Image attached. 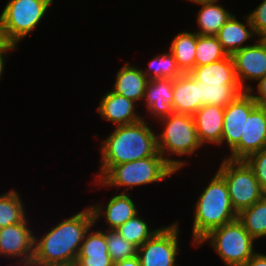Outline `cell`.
Returning a JSON list of instances; mask_svg holds the SVG:
<instances>
[{
  "instance_id": "6da1fadb",
  "label": "cell",
  "mask_w": 266,
  "mask_h": 266,
  "mask_svg": "<svg viewBox=\"0 0 266 266\" xmlns=\"http://www.w3.org/2000/svg\"><path fill=\"white\" fill-rule=\"evenodd\" d=\"M94 225V215L88 206L50 228L40 239L34 236L31 266H74L84 236Z\"/></svg>"
},
{
  "instance_id": "7a4b0ae2",
  "label": "cell",
  "mask_w": 266,
  "mask_h": 266,
  "mask_svg": "<svg viewBox=\"0 0 266 266\" xmlns=\"http://www.w3.org/2000/svg\"><path fill=\"white\" fill-rule=\"evenodd\" d=\"M148 124L143 118L133 124L115 126L111 134L101 142V166L95 180L111 166L151 156H162L158 152L157 134Z\"/></svg>"
},
{
  "instance_id": "3957f363",
  "label": "cell",
  "mask_w": 266,
  "mask_h": 266,
  "mask_svg": "<svg viewBox=\"0 0 266 266\" xmlns=\"http://www.w3.org/2000/svg\"><path fill=\"white\" fill-rule=\"evenodd\" d=\"M194 208L192 244L197 245L210 231L237 219L226 181L216 172L199 195Z\"/></svg>"
},
{
  "instance_id": "277c9868",
  "label": "cell",
  "mask_w": 266,
  "mask_h": 266,
  "mask_svg": "<svg viewBox=\"0 0 266 266\" xmlns=\"http://www.w3.org/2000/svg\"><path fill=\"white\" fill-rule=\"evenodd\" d=\"M159 121L164 125L163 131L157 134L158 152L176 171H179L186 164V161L179 157L192 156L202 147L197 136L193 115L173 113ZM175 154L179 156L177 160L169 157Z\"/></svg>"
},
{
  "instance_id": "5b68a950",
  "label": "cell",
  "mask_w": 266,
  "mask_h": 266,
  "mask_svg": "<svg viewBox=\"0 0 266 266\" xmlns=\"http://www.w3.org/2000/svg\"><path fill=\"white\" fill-rule=\"evenodd\" d=\"M177 172L163 156H151L143 159L111 166L98 180L96 185L123 187L124 191L134 186L158 183ZM100 182V183H98Z\"/></svg>"
},
{
  "instance_id": "8992f818",
  "label": "cell",
  "mask_w": 266,
  "mask_h": 266,
  "mask_svg": "<svg viewBox=\"0 0 266 266\" xmlns=\"http://www.w3.org/2000/svg\"><path fill=\"white\" fill-rule=\"evenodd\" d=\"M209 241L210 247L217 253L226 266H244L256 253V241L237 219L210 231L196 247Z\"/></svg>"
},
{
  "instance_id": "52a82bcc",
  "label": "cell",
  "mask_w": 266,
  "mask_h": 266,
  "mask_svg": "<svg viewBox=\"0 0 266 266\" xmlns=\"http://www.w3.org/2000/svg\"><path fill=\"white\" fill-rule=\"evenodd\" d=\"M53 0H8L0 14L3 41L18 45L34 31Z\"/></svg>"
},
{
  "instance_id": "ba28073f",
  "label": "cell",
  "mask_w": 266,
  "mask_h": 266,
  "mask_svg": "<svg viewBox=\"0 0 266 266\" xmlns=\"http://www.w3.org/2000/svg\"><path fill=\"white\" fill-rule=\"evenodd\" d=\"M217 172L227 184L231 204L239 214L259 201L266 192L244 160H222Z\"/></svg>"
},
{
  "instance_id": "9c48e42d",
  "label": "cell",
  "mask_w": 266,
  "mask_h": 266,
  "mask_svg": "<svg viewBox=\"0 0 266 266\" xmlns=\"http://www.w3.org/2000/svg\"><path fill=\"white\" fill-rule=\"evenodd\" d=\"M179 221L162 226L150 239L137 248L140 266H177L179 254Z\"/></svg>"
},
{
  "instance_id": "30bf717a",
  "label": "cell",
  "mask_w": 266,
  "mask_h": 266,
  "mask_svg": "<svg viewBox=\"0 0 266 266\" xmlns=\"http://www.w3.org/2000/svg\"><path fill=\"white\" fill-rule=\"evenodd\" d=\"M28 223L26 217L20 223L0 228V256L18 258L16 264L21 266H31L33 261L34 234Z\"/></svg>"
},
{
  "instance_id": "8fae6325",
  "label": "cell",
  "mask_w": 266,
  "mask_h": 266,
  "mask_svg": "<svg viewBox=\"0 0 266 266\" xmlns=\"http://www.w3.org/2000/svg\"><path fill=\"white\" fill-rule=\"evenodd\" d=\"M234 63L237 81L243 91L252 86L245 81H259L266 75V39L258 38L255 44H250L231 55Z\"/></svg>"
},
{
  "instance_id": "7c38bea8",
  "label": "cell",
  "mask_w": 266,
  "mask_h": 266,
  "mask_svg": "<svg viewBox=\"0 0 266 266\" xmlns=\"http://www.w3.org/2000/svg\"><path fill=\"white\" fill-rule=\"evenodd\" d=\"M246 120L240 141L226 159L245 160L252 153L266 148V108L257 106Z\"/></svg>"
},
{
  "instance_id": "4fadbf2b",
  "label": "cell",
  "mask_w": 266,
  "mask_h": 266,
  "mask_svg": "<svg viewBox=\"0 0 266 266\" xmlns=\"http://www.w3.org/2000/svg\"><path fill=\"white\" fill-rule=\"evenodd\" d=\"M257 106L252 94L243 91L225 107L223 133L219 145L227 143L231 150L240 141L246 119Z\"/></svg>"
},
{
  "instance_id": "5bb4252c",
  "label": "cell",
  "mask_w": 266,
  "mask_h": 266,
  "mask_svg": "<svg viewBox=\"0 0 266 266\" xmlns=\"http://www.w3.org/2000/svg\"><path fill=\"white\" fill-rule=\"evenodd\" d=\"M136 106V102L111 90L102 96L97 111L105 121H110L114 126H121L143 119V116L136 111Z\"/></svg>"
},
{
  "instance_id": "9a60e30c",
  "label": "cell",
  "mask_w": 266,
  "mask_h": 266,
  "mask_svg": "<svg viewBox=\"0 0 266 266\" xmlns=\"http://www.w3.org/2000/svg\"><path fill=\"white\" fill-rule=\"evenodd\" d=\"M90 207L94 215V224L101 217H105L106 225H108L106 229L110 230L118 229L126 221L138 214V208L133 199L124 191L112 196L104 206L97 203L92 204Z\"/></svg>"
},
{
  "instance_id": "2e32d148",
  "label": "cell",
  "mask_w": 266,
  "mask_h": 266,
  "mask_svg": "<svg viewBox=\"0 0 266 266\" xmlns=\"http://www.w3.org/2000/svg\"><path fill=\"white\" fill-rule=\"evenodd\" d=\"M143 100L147 112L151 113L149 117L156 121L173 114V79L149 80Z\"/></svg>"
},
{
  "instance_id": "e0dca14e",
  "label": "cell",
  "mask_w": 266,
  "mask_h": 266,
  "mask_svg": "<svg viewBox=\"0 0 266 266\" xmlns=\"http://www.w3.org/2000/svg\"><path fill=\"white\" fill-rule=\"evenodd\" d=\"M225 107L203 105L194 114L193 119L200 143L205 145L221 143Z\"/></svg>"
},
{
  "instance_id": "ac0fdd59",
  "label": "cell",
  "mask_w": 266,
  "mask_h": 266,
  "mask_svg": "<svg viewBox=\"0 0 266 266\" xmlns=\"http://www.w3.org/2000/svg\"><path fill=\"white\" fill-rule=\"evenodd\" d=\"M203 104L199 93V83L185 73L173 80L174 113L193 115Z\"/></svg>"
},
{
  "instance_id": "d6986e66",
  "label": "cell",
  "mask_w": 266,
  "mask_h": 266,
  "mask_svg": "<svg viewBox=\"0 0 266 266\" xmlns=\"http://www.w3.org/2000/svg\"><path fill=\"white\" fill-rule=\"evenodd\" d=\"M243 19H246L245 23L239 21L236 15L232 14L216 35L227 55H232L234 52L249 46V44H243L252 37H256L248 15L243 16Z\"/></svg>"
},
{
  "instance_id": "ffe728a7",
  "label": "cell",
  "mask_w": 266,
  "mask_h": 266,
  "mask_svg": "<svg viewBox=\"0 0 266 266\" xmlns=\"http://www.w3.org/2000/svg\"><path fill=\"white\" fill-rule=\"evenodd\" d=\"M148 81L139 67L127 62L117 72L112 91L137 103L143 100Z\"/></svg>"
},
{
  "instance_id": "44dd1931",
  "label": "cell",
  "mask_w": 266,
  "mask_h": 266,
  "mask_svg": "<svg viewBox=\"0 0 266 266\" xmlns=\"http://www.w3.org/2000/svg\"><path fill=\"white\" fill-rule=\"evenodd\" d=\"M189 74L204 83H238L231 55L207 65L195 66Z\"/></svg>"
},
{
  "instance_id": "7402d4cb",
  "label": "cell",
  "mask_w": 266,
  "mask_h": 266,
  "mask_svg": "<svg viewBox=\"0 0 266 266\" xmlns=\"http://www.w3.org/2000/svg\"><path fill=\"white\" fill-rule=\"evenodd\" d=\"M201 9L197 11L199 35L216 36L222 26L231 17L232 13L222 7L219 2L197 3Z\"/></svg>"
},
{
  "instance_id": "603a6c76",
  "label": "cell",
  "mask_w": 266,
  "mask_h": 266,
  "mask_svg": "<svg viewBox=\"0 0 266 266\" xmlns=\"http://www.w3.org/2000/svg\"><path fill=\"white\" fill-rule=\"evenodd\" d=\"M199 83V93L203 105L226 107L243 92L239 83Z\"/></svg>"
},
{
  "instance_id": "cb8c5ba5",
  "label": "cell",
  "mask_w": 266,
  "mask_h": 266,
  "mask_svg": "<svg viewBox=\"0 0 266 266\" xmlns=\"http://www.w3.org/2000/svg\"><path fill=\"white\" fill-rule=\"evenodd\" d=\"M197 33L184 31L173 38L169 47L181 71L189 73L195 67Z\"/></svg>"
},
{
  "instance_id": "d4e9b609",
  "label": "cell",
  "mask_w": 266,
  "mask_h": 266,
  "mask_svg": "<svg viewBox=\"0 0 266 266\" xmlns=\"http://www.w3.org/2000/svg\"><path fill=\"white\" fill-rule=\"evenodd\" d=\"M237 218L255 240L266 237V194Z\"/></svg>"
},
{
  "instance_id": "484cf974",
  "label": "cell",
  "mask_w": 266,
  "mask_h": 266,
  "mask_svg": "<svg viewBox=\"0 0 266 266\" xmlns=\"http://www.w3.org/2000/svg\"><path fill=\"white\" fill-rule=\"evenodd\" d=\"M143 74L149 79H175L184 73L179 68L173 54L168 49L167 53L156 55L150 60L147 69H142Z\"/></svg>"
},
{
  "instance_id": "4316f807",
  "label": "cell",
  "mask_w": 266,
  "mask_h": 266,
  "mask_svg": "<svg viewBox=\"0 0 266 266\" xmlns=\"http://www.w3.org/2000/svg\"><path fill=\"white\" fill-rule=\"evenodd\" d=\"M20 195L11 190L0 195V228L22 222L26 218Z\"/></svg>"
},
{
  "instance_id": "83f0119b",
  "label": "cell",
  "mask_w": 266,
  "mask_h": 266,
  "mask_svg": "<svg viewBox=\"0 0 266 266\" xmlns=\"http://www.w3.org/2000/svg\"><path fill=\"white\" fill-rule=\"evenodd\" d=\"M145 220L139 214H136L116 230L127 242L139 248L160 229L150 230L149 224Z\"/></svg>"
},
{
  "instance_id": "f1b7e54d",
  "label": "cell",
  "mask_w": 266,
  "mask_h": 266,
  "mask_svg": "<svg viewBox=\"0 0 266 266\" xmlns=\"http://www.w3.org/2000/svg\"><path fill=\"white\" fill-rule=\"evenodd\" d=\"M227 56L217 36L197 34L195 66L207 65Z\"/></svg>"
},
{
  "instance_id": "f546056e",
  "label": "cell",
  "mask_w": 266,
  "mask_h": 266,
  "mask_svg": "<svg viewBox=\"0 0 266 266\" xmlns=\"http://www.w3.org/2000/svg\"><path fill=\"white\" fill-rule=\"evenodd\" d=\"M108 247V253L113 263L124 259L132 258L137 255V247L127 242L117 230L102 231Z\"/></svg>"
},
{
  "instance_id": "4dcf8cb0",
  "label": "cell",
  "mask_w": 266,
  "mask_h": 266,
  "mask_svg": "<svg viewBox=\"0 0 266 266\" xmlns=\"http://www.w3.org/2000/svg\"><path fill=\"white\" fill-rule=\"evenodd\" d=\"M86 232L80 247L78 257H89V255H109L105 235L101 229Z\"/></svg>"
},
{
  "instance_id": "1f68e13d",
  "label": "cell",
  "mask_w": 266,
  "mask_h": 266,
  "mask_svg": "<svg viewBox=\"0 0 266 266\" xmlns=\"http://www.w3.org/2000/svg\"><path fill=\"white\" fill-rule=\"evenodd\" d=\"M244 161L253 170L260 187L266 192V148L252 153Z\"/></svg>"
},
{
  "instance_id": "d6a6232c",
  "label": "cell",
  "mask_w": 266,
  "mask_h": 266,
  "mask_svg": "<svg viewBox=\"0 0 266 266\" xmlns=\"http://www.w3.org/2000/svg\"><path fill=\"white\" fill-rule=\"evenodd\" d=\"M258 38L266 39V0L247 14Z\"/></svg>"
},
{
  "instance_id": "836d02e7",
  "label": "cell",
  "mask_w": 266,
  "mask_h": 266,
  "mask_svg": "<svg viewBox=\"0 0 266 266\" xmlns=\"http://www.w3.org/2000/svg\"><path fill=\"white\" fill-rule=\"evenodd\" d=\"M74 266H113L110 255H89L77 257Z\"/></svg>"
},
{
  "instance_id": "e575fe53",
  "label": "cell",
  "mask_w": 266,
  "mask_h": 266,
  "mask_svg": "<svg viewBox=\"0 0 266 266\" xmlns=\"http://www.w3.org/2000/svg\"><path fill=\"white\" fill-rule=\"evenodd\" d=\"M251 87L248 92L253 96L254 101L259 107L266 108V75L258 81L257 91ZM256 93L255 95L253 94Z\"/></svg>"
},
{
  "instance_id": "d590c367",
  "label": "cell",
  "mask_w": 266,
  "mask_h": 266,
  "mask_svg": "<svg viewBox=\"0 0 266 266\" xmlns=\"http://www.w3.org/2000/svg\"><path fill=\"white\" fill-rule=\"evenodd\" d=\"M17 47L18 46L16 44L6 41H3L0 44V80L2 79V75L4 74V61L6 57H8V52L12 50L14 51L15 49H17Z\"/></svg>"
},
{
  "instance_id": "8d00e7d4",
  "label": "cell",
  "mask_w": 266,
  "mask_h": 266,
  "mask_svg": "<svg viewBox=\"0 0 266 266\" xmlns=\"http://www.w3.org/2000/svg\"><path fill=\"white\" fill-rule=\"evenodd\" d=\"M244 266H266V255L256 252Z\"/></svg>"
},
{
  "instance_id": "74e56055",
  "label": "cell",
  "mask_w": 266,
  "mask_h": 266,
  "mask_svg": "<svg viewBox=\"0 0 266 266\" xmlns=\"http://www.w3.org/2000/svg\"><path fill=\"white\" fill-rule=\"evenodd\" d=\"M113 266H140V261L138 256H134L132 258L124 259L122 261H118L113 263Z\"/></svg>"
},
{
  "instance_id": "f35d334b",
  "label": "cell",
  "mask_w": 266,
  "mask_h": 266,
  "mask_svg": "<svg viewBox=\"0 0 266 266\" xmlns=\"http://www.w3.org/2000/svg\"><path fill=\"white\" fill-rule=\"evenodd\" d=\"M187 1H190V2H194V4H197V3H207V2H219V0H187Z\"/></svg>"
},
{
  "instance_id": "ab89813d",
  "label": "cell",
  "mask_w": 266,
  "mask_h": 266,
  "mask_svg": "<svg viewBox=\"0 0 266 266\" xmlns=\"http://www.w3.org/2000/svg\"><path fill=\"white\" fill-rule=\"evenodd\" d=\"M3 42L2 36H1V30H0V44Z\"/></svg>"
}]
</instances>
